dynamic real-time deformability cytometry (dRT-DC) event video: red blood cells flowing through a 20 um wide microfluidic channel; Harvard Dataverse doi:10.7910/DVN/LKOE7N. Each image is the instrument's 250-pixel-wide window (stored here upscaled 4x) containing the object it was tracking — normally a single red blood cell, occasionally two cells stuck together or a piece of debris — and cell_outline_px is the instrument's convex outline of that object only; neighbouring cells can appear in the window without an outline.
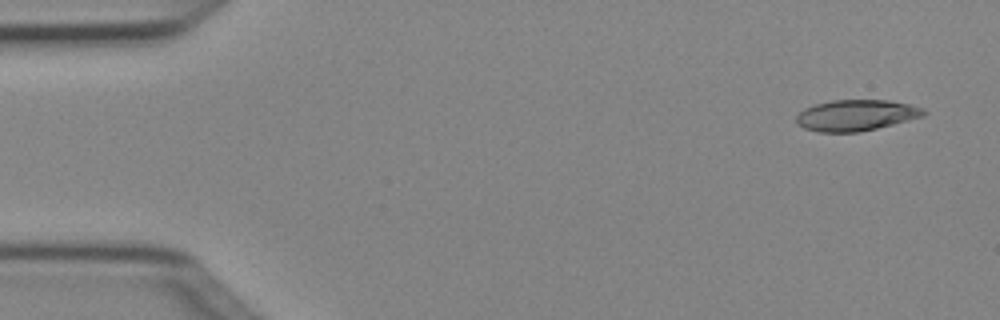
{"species": "Egyptian fruit bat (a non-hibernating species)", "species_latin": "Rousettus aegyptiacus", "temperature_condition": "cold", "stored_images_in_passage": 4, "camera_frame_rate_fps": 3000, "um_per_image_px": 0.085, "animal": {"sex": "female"}, "frame": {"image": 1, "passage_image": 1, "time_ms": 0.0, "image_size_px": [1000, 320], "cell_outline_px": [[928, 112], [924, 116], [860, 132], [820, 132], [804, 128], [796, 124], [796, 116], [804, 108], [816, 104], [832, 100], [888, 100], [908, 104], [924, 108]], "centroid_in_image_um": [72.76, 9.79], "position_along_channel_um": 12.2, "area_um2": 23.0}}
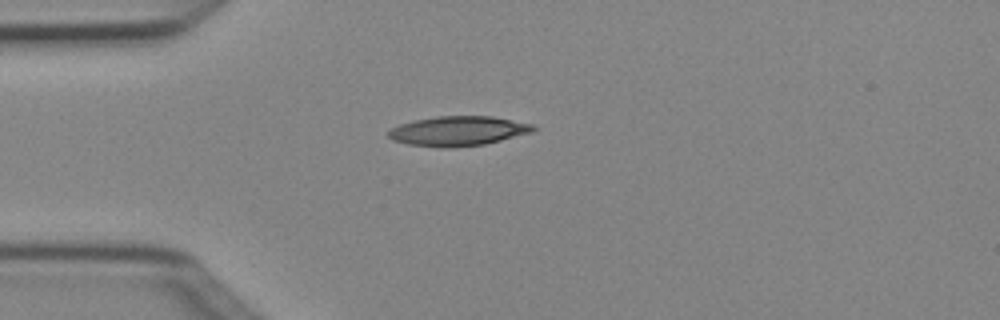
{"frame": {"image": 2, "passage_image": 4, "time_ms": 1.0, "image_size_px": [1000, 320], "cell_outline_px": [[536, 128], [532, 132], [484, 144], [444, 148], [440, 148], [408, 144], [392, 140], [388, 136], [388, 132], [392, 128], [400, 124], [416, 120], [436, 116], [492, 116], [532, 124]], "centroid_in_image_um": [38.91, 11.13], "position_along_channel_um": 46.1, "area_um2": 24.8}}